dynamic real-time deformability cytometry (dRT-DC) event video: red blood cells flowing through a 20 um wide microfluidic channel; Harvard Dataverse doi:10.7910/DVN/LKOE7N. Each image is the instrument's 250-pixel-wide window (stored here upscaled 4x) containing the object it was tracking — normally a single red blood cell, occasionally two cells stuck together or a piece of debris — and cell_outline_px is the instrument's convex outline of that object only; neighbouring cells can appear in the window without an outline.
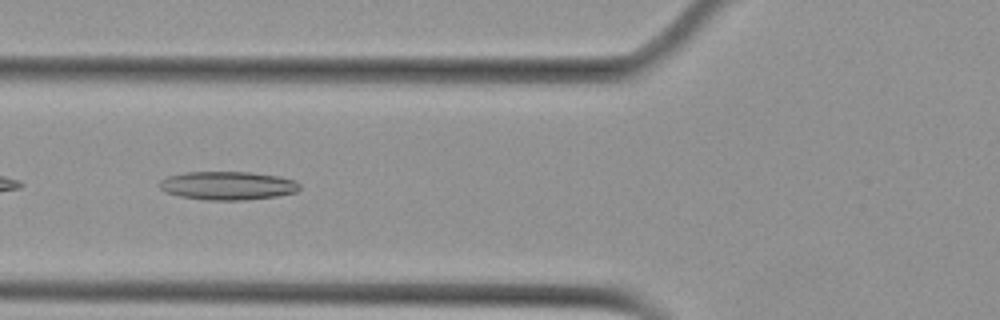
{"species": "Egyptian fruit bat (a non-hibernating species)", "species_latin": "Rousettus aegyptiacus", "temperature_condition": "cold", "stored_images_in_passage": 10, "camera_frame_rate_fps": 3000, "um_per_image_px": 0.085, "animal": {"sex": "female"}, "frame": {"image": 1, "passage_image": 6, "time_ms": 6.667, "image_size_px": [1000, 320], "cell_outline_px": [[300, 188], [296, 192], [276, 196], [244, 200], [204, 200], [180, 196], [164, 192], [160, 188], [160, 180], [168, 176], [184, 172], [252, 172], [280, 176], [296, 180], [300, 184]], "centroid_in_image_um": [19.36, 15.77], "position_along_channel_um": 106.4, "area_um2": 23.41}}
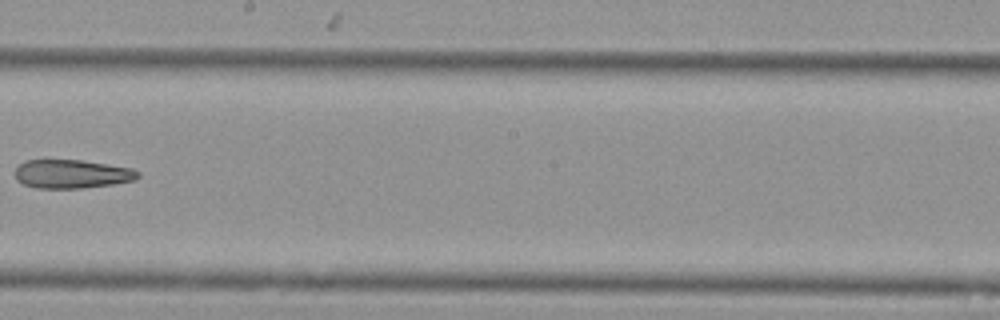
{"frame": {"image": 2, "passage_image": 9, "time_ms": 10.333, "image_size_px": [1000, 320], "cell_outline_px": [[140, 176], [136, 180], [112, 184], [80, 188], [36, 188], [24, 184], [16, 180], [16, 164], [24, 160], [80, 160], [108, 164], [132, 168], [140, 172]], "centroid_in_image_um": [6.1, 14.78], "position_along_channel_um": 242.1, "area_um2": 20.63}}
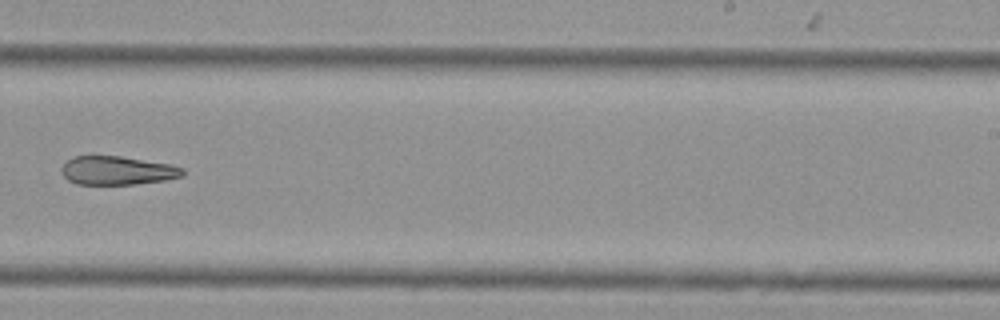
{"frame": {"image": 3, "passage_image": 10, "time_ms": 11.333, "image_size_px": [1000, 320], "cell_outline_px": [[184, 176], [164, 180], [136, 184], [76, 184], [68, 180], [64, 176], [60, 168], [72, 156], [120, 156], [172, 164], [184, 168]], "centroid_in_image_um": [9.99, 14.49], "position_along_channel_um": 279.0, "area_um2": 20.29}}